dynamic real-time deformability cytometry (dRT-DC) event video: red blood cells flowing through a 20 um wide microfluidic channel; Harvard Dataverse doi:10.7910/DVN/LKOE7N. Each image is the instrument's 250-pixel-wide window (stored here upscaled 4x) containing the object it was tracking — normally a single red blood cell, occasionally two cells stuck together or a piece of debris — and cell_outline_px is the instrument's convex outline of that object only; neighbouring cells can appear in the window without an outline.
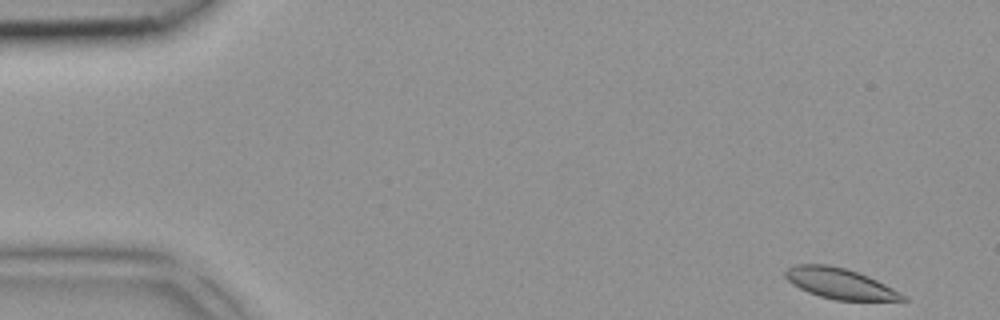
{"species": "common noctule bat (a hibernating species)", "species_latin": "Nyctalus noctula", "temperature_condition": "room temperature", "stored_images_in_passage": 4, "camera_frame_rate_fps": 3000, "um_per_image_px": 0.085, "animal": {"sex": "female", "body_mass_g": 18.4}, "frame": {"image": 1, "passage_image": 1, "time_ms": 0.0, "image_size_px": [1000, 320], "cell_outline_px": [[908, 300], [836, 300], [820, 296], [808, 292], [792, 284], [784, 276], [784, 272], [788, 268], [796, 264], [828, 264], [844, 268], [868, 276], [908, 296]], "centroid_in_image_um": [71.37, 24.09], "position_along_channel_um": 13.6, "area_um2": 20.69}}
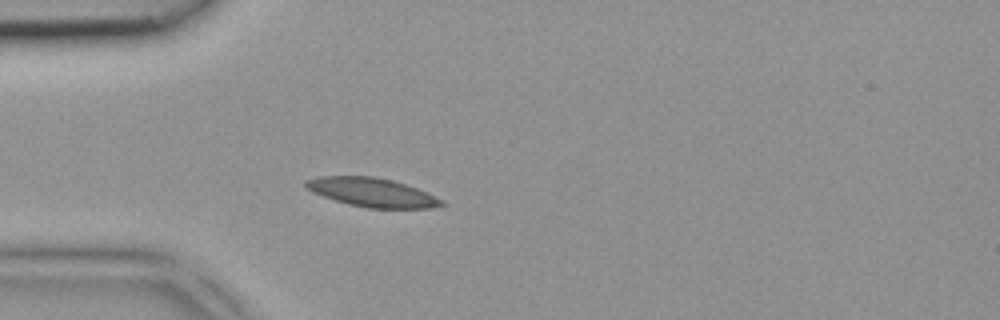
{"frame": {"image": 2, "passage_image": 4, "time_ms": 1.0, "image_size_px": [1000, 320], "cell_outline_px": [[448, 204], [428, 208], [368, 208], [348, 204], [312, 192], [304, 188], [304, 180], [320, 176], [372, 176], [392, 180], [416, 188], [444, 200]], "centroid_in_image_um": [31.6, 16.35], "position_along_channel_um": 53.4, "area_um2": 22.77}}